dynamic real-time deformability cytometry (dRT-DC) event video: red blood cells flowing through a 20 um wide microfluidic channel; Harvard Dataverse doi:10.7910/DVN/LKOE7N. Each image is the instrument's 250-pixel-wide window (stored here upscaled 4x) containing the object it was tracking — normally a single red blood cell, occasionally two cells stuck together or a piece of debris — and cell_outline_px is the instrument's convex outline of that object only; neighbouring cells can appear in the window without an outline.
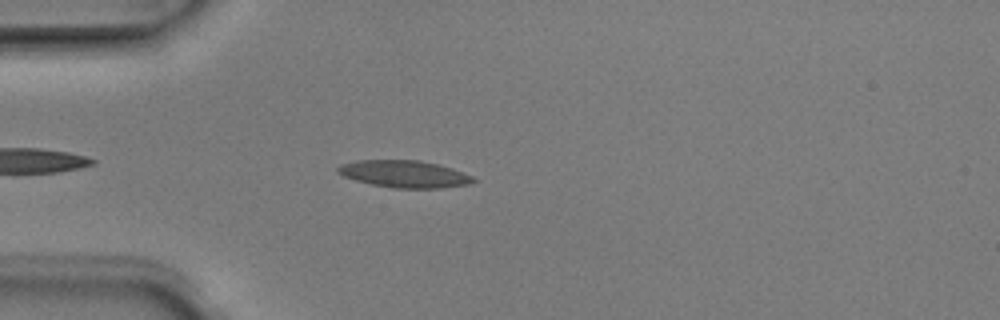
{"species": "Egyptian fruit bat (a non-hibernating species)", "species_latin": "Rousettus aegyptiacus", "temperature_condition": "room temperature", "stored_images_in_passage": 5, "camera_frame_rate_fps": 3000, "um_per_image_px": 0.085, "animal": {"sex": "male"}, "frame": {"image": 1, "passage_image": 4, "time_ms": 1.0, "image_size_px": [1000, 320], "cell_outline_px": [[476, 180], [468, 184], [440, 188], [392, 188], [372, 184], [356, 180], [344, 176], [336, 172], [336, 168], [340, 164], [356, 160], [420, 160], [452, 168], [472, 176]], "centroid_in_image_um": [34.33, 14.78], "position_along_channel_um": 50.7, "area_um2": 21.33}}